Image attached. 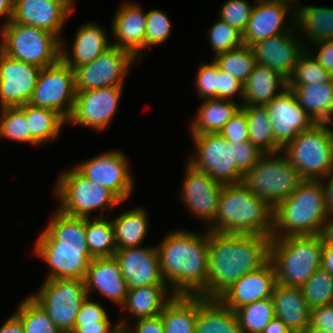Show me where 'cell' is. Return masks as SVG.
<instances>
[{"mask_svg": "<svg viewBox=\"0 0 333 333\" xmlns=\"http://www.w3.org/2000/svg\"><path fill=\"white\" fill-rule=\"evenodd\" d=\"M271 237L209 231L206 299H218L238 279L270 260Z\"/></svg>", "mask_w": 333, "mask_h": 333, "instance_id": "obj_1", "label": "cell"}, {"mask_svg": "<svg viewBox=\"0 0 333 333\" xmlns=\"http://www.w3.org/2000/svg\"><path fill=\"white\" fill-rule=\"evenodd\" d=\"M203 234L174 231L158 245L161 275L171 283V295L206 298L209 230Z\"/></svg>", "mask_w": 333, "mask_h": 333, "instance_id": "obj_2", "label": "cell"}, {"mask_svg": "<svg viewBox=\"0 0 333 333\" xmlns=\"http://www.w3.org/2000/svg\"><path fill=\"white\" fill-rule=\"evenodd\" d=\"M35 252L50 266L46 280L82 279L94 258L86 240V217L67 215L56 210L46 229L39 235Z\"/></svg>", "mask_w": 333, "mask_h": 333, "instance_id": "obj_3", "label": "cell"}, {"mask_svg": "<svg viewBox=\"0 0 333 333\" xmlns=\"http://www.w3.org/2000/svg\"><path fill=\"white\" fill-rule=\"evenodd\" d=\"M212 225V226H211ZM209 231L271 237L273 208L242 182L222 186L218 210Z\"/></svg>", "mask_w": 333, "mask_h": 333, "instance_id": "obj_4", "label": "cell"}, {"mask_svg": "<svg viewBox=\"0 0 333 333\" xmlns=\"http://www.w3.org/2000/svg\"><path fill=\"white\" fill-rule=\"evenodd\" d=\"M328 218L322 179L303 180L289 197L273 208L271 238L319 235Z\"/></svg>", "mask_w": 333, "mask_h": 333, "instance_id": "obj_5", "label": "cell"}, {"mask_svg": "<svg viewBox=\"0 0 333 333\" xmlns=\"http://www.w3.org/2000/svg\"><path fill=\"white\" fill-rule=\"evenodd\" d=\"M323 239L321 235L272 238L270 261L277 283L301 288L321 268Z\"/></svg>", "mask_w": 333, "mask_h": 333, "instance_id": "obj_6", "label": "cell"}, {"mask_svg": "<svg viewBox=\"0 0 333 333\" xmlns=\"http://www.w3.org/2000/svg\"><path fill=\"white\" fill-rule=\"evenodd\" d=\"M2 39L1 52L41 69L61 58V40L35 26L11 21L2 28Z\"/></svg>", "mask_w": 333, "mask_h": 333, "instance_id": "obj_7", "label": "cell"}, {"mask_svg": "<svg viewBox=\"0 0 333 333\" xmlns=\"http://www.w3.org/2000/svg\"><path fill=\"white\" fill-rule=\"evenodd\" d=\"M327 124L316 123L282 150L303 180H321L333 171L332 130Z\"/></svg>", "mask_w": 333, "mask_h": 333, "instance_id": "obj_8", "label": "cell"}, {"mask_svg": "<svg viewBox=\"0 0 333 333\" xmlns=\"http://www.w3.org/2000/svg\"><path fill=\"white\" fill-rule=\"evenodd\" d=\"M274 155L265 153L259 162L243 175L242 180L255 196L266 201L272 208L289 197L303 181L285 154L282 158H274Z\"/></svg>", "mask_w": 333, "mask_h": 333, "instance_id": "obj_9", "label": "cell"}, {"mask_svg": "<svg viewBox=\"0 0 333 333\" xmlns=\"http://www.w3.org/2000/svg\"><path fill=\"white\" fill-rule=\"evenodd\" d=\"M56 194L61 205L58 210L77 217H90L94 209H109L118 206L122 201L109 189L90 181L76 168L60 175L56 186Z\"/></svg>", "mask_w": 333, "mask_h": 333, "instance_id": "obj_10", "label": "cell"}, {"mask_svg": "<svg viewBox=\"0 0 333 333\" xmlns=\"http://www.w3.org/2000/svg\"><path fill=\"white\" fill-rule=\"evenodd\" d=\"M31 297L62 332L70 333L88 294L82 279H55L45 280L39 292Z\"/></svg>", "mask_w": 333, "mask_h": 333, "instance_id": "obj_11", "label": "cell"}, {"mask_svg": "<svg viewBox=\"0 0 333 333\" xmlns=\"http://www.w3.org/2000/svg\"><path fill=\"white\" fill-rule=\"evenodd\" d=\"M75 97L73 69L60 58L41 69L29 104L53 109L67 120L72 113Z\"/></svg>", "mask_w": 333, "mask_h": 333, "instance_id": "obj_12", "label": "cell"}, {"mask_svg": "<svg viewBox=\"0 0 333 333\" xmlns=\"http://www.w3.org/2000/svg\"><path fill=\"white\" fill-rule=\"evenodd\" d=\"M197 157L188 163L195 169L207 173L216 182L226 185L239 183L243 173L237 168L234 148L220 133L192 135Z\"/></svg>", "mask_w": 333, "mask_h": 333, "instance_id": "obj_13", "label": "cell"}, {"mask_svg": "<svg viewBox=\"0 0 333 333\" xmlns=\"http://www.w3.org/2000/svg\"><path fill=\"white\" fill-rule=\"evenodd\" d=\"M134 60L130 52L112 45L91 63L73 69L76 92L122 86Z\"/></svg>", "mask_w": 333, "mask_h": 333, "instance_id": "obj_14", "label": "cell"}, {"mask_svg": "<svg viewBox=\"0 0 333 333\" xmlns=\"http://www.w3.org/2000/svg\"><path fill=\"white\" fill-rule=\"evenodd\" d=\"M123 86L76 92L74 106L66 122L104 130L116 112Z\"/></svg>", "mask_w": 333, "mask_h": 333, "instance_id": "obj_15", "label": "cell"}, {"mask_svg": "<svg viewBox=\"0 0 333 333\" xmlns=\"http://www.w3.org/2000/svg\"><path fill=\"white\" fill-rule=\"evenodd\" d=\"M265 107L272 123L275 143L282 150L299 133L311 129L317 123L298 104L288 88L265 104Z\"/></svg>", "mask_w": 333, "mask_h": 333, "instance_id": "obj_16", "label": "cell"}, {"mask_svg": "<svg viewBox=\"0 0 333 333\" xmlns=\"http://www.w3.org/2000/svg\"><path fill=\"white\" fill-rule=\"evenodd\" d=\"M75 168L90 181L112 191L121 201L126 200L132 192L133 182L122 152L100 154Z\"/></svg>", "mask_w": 333, "mask_h": 333, "instance_id": "obj_17", "label": "cell"}, {"mask_svg": "<svg viewBox=\"0 0 333 333\" xmlns=\"http://www.w3.org/2000/svg\"><path fill=\"white\" fill-rule=\"evenodd\" d=\"M41 68L0 51V106L20 107L29 103Z\"/></svg>", "mask_w": 333, "mask_h": 333, "instance_id": "obj_18", "label": "cell"}, {"mask_svg": "<svg viewBox=\"0 0 333 333\" xmlns=\"http://www.w3.org/2000/svg\"><path fill=\"white\" fill-rule=\"evenodd\" d=\"M120 266L128 289L150 285H167L160 270L156 247L117 249L113 255Z\"/></svg>", "mask_w": 333, "mask_h": 333, "instance_id": "obj_19", "label": "cell"}, {"mask_svg": "<svg viewBox=\"0 0 333 333\" xmlns=\"http://www.w3.org/2000/svg\"><path fill=\"white\" fill-rule=\"evenodd\" d=\"M73 0H14L12 22L35 26L58 38Z\"/></svg>", "mask_w": 333, "mask_h": 333, "instance_id": "obj_20", "label": "cell"}, {"mask_svg": "<svg viewBox=\"0 0 333 333\" xmlns=\"http://www.w3.org/2000/svg\"><path fill=\"white\" fill-rule=\"evenodd\" d=\"M276 283V272L269 260L259 269L238 279L218 300L229 310L235 311L255 301L272 297Z\"/></svg>", "mask_w": 333, "mask_h": 333, "instance_id": "obj_21", "label": "cell"}, {"mask_svg": "<svg viewBox=\"0 0 333 333\" xmlns=\"http://www.w3.org/2000/svg\"><path fill=\"white\" fill-rule=\"evenodd\" d=\"M292 33L294 34L292 31L285 32L253 44L251 49L256 64L269 67L288 80L299 57L305 51L304 45L297 42Z\"/></svg>", "mask_w": 333, "mask_h": 333, "instance_id": "obj_22", "label": "cell"}, {"mask_svg": "<svg viewBox=\"0 0 333 333\" xmlns=\"http://www.w3.org/2000/svg\"><path fill=\"white\" fill-rule=\"evenodd\" d=\"M222 186L207 173L193 168L188 163L182 199L196 216L212 223L217 214Z\"/></svg>", "mask_w": 333, "mask_h": 333, "instance_id": "obj_23", "label": "cell"}, {"mask_svg": "<svg viewBox=\"0 0 333 333\" xmlns=\"http://www.w3.org/2000/svg\"><path fill=\"white\" fill-rule=\"evenodd\" d=\"M257 3L242 34L243 45L249 47L263 39L291 31L284 24L289 4L277 0H257Z\"/></svg>", "mask_w": 333, "mask_h": 333, "instance_id": "obj_24", "label": "cell"}, {"mask_svg": "<svg viewBox=\"0 0 333 333\" xmlns=\"http://www.w3.org/2000/svg\"><path fill=\"white\" fill-rule=\"evenodd\" d=\"M84 283L88 297L90 290L96 289L121 306L129 290L114 256L93 258L88 265Z\"/></svg>", "mask_w": 333, "mask_h": 333, "instance_id": "obj_25", "label": "cell"}, {"mask_svg": "<svg viewBox=\"0 0 333 333\" xmlns=\"http://www.w3.org/2000/svg\"><path fill=\"white\" fill-rule=\"evenodd\" d=\"M271 298L275 317L279 318L292 333H304L309 328L311 309L301 288L276 283Z\"/></svg>", "mask_w": 333, "mask_h": 333, "instance_id": "obj_26", "label": "cell"}, {"mask_svg": "<svg viewBox=\"0 0 333 333\" xmlns=\"http://www.w3.org/2000/svg\"><path fill=\"white\" fill-rule=\"evenodd\" d=\"M113 35L118 39L113 46L130 52L135 58L145 48L146 13L138 5L126 3L118 10L112 24Z\"/></svg>", "mask_w": 333, "mask_h": 333, "instance_id": "obj_27", "label": "cell"}, {"mask_svg": "<svg viewBox=\"0 0 333 333\" xmlns=\"http://www.w3.org/2000/svg\"><path fill=\"white\" fill-rule=\"evenodd\" d=\"M73 59L67 54L61 43V59L72 69L91 63L112 44H109L105 31L94 23L82 26L73 43Z\"/></svg>", "mask_w": 333, "mask_h": 333, "instance_id": "obj_28", "label": "cell"}, {"mask_svg": "<svg viewBox=\"0 0 333 333\" xmlns=\"http://www.w3.org/2000/svg\"><path fill=\"white\" fill-rule=\"evenodd\" d=\"M298 104L317 122L332 124L333 78L325 83L287 85Z\"/></svg>", "mask_w": 333, "mask_h": 333, "instance_id": "obj_29", "label": "cell"}, {"mask_svg": "<svg viewBox=\"0 0 333 333\" xmlns=\"http://www.w3.org/2000/svg\"><path fill=\"white\" fill-rule=\"evenodd\" d=\"M281 92H276L278 88ZM287 88V80L277 71L256 64L243 86L242 106L265 105Z\"/></svg>", "mask_w": 333, "mask_h": 333, "instance_id": "obj_30", "label": "cell"}, {"mask_svg": "<svg viewBox=\"0 0 333 333\" xmlns=\"http://www.w3.org/2000/svg\"><path fill=\"white\" fill-rule=\"evenodd\" d=\"M195 333H243L237 316L218 299L198 296Z\"/></svg>", "mask_w": 333, "mask_h": 333, "instance_id": "obj_31", "label": "cell"}, {"mask_svg": "<svg viewBox=\"0 0 333 333\" xmlns=\"http://www.w3.org/2000/svg\"><path fill=\"white\" fill-rule=\"evenodd\" d=\"M198 296L175 295L160 317L164 333H195Z\"/></svg>", "mask_w": 333, "mask_h": 333, "instance_id": "obj_32", "label": "cell"}, {"mask_svg": "<svg viewBox=\"0 0 333 333\" xmlns=\"http://www.w3.org/2000/svg\"><path fill=\"white\" fill-rule=\"evenodd\" d=\"M197 117L191 126L192 135L219 133L223 126L241 108L233 100L220 98L204 99Z\"/></svg>", "mask_w": 333, "mask_h": 333, "instance_id": "obj_33", "label": "cell"}, {"mask_svg": "<svg viewBox=\"0 0 333 333\" xmlns=\"http://www.w3.org/2000/svg\"><path fill=\"white\" fill-rule=\"evenodd\" d=\"M168 288H170L168 285H150L129 289L122 307L128 308L130 315L132 314L136 319L159 315L175 296L165 299Z\"/></svg>", "mask_w": 333, "mask_h": 333, "instance_id": "obj_34", "label": "cell"}, {"mask_svg": "<svg viewBox=\"0 0 333 333\" xmlns=\"http://www.w3.org/2000/svg\"><path fill=\"white\" fill-rule=\"evenodd\" d=\"M298 10V11H297ZM292 12L294 22L304 29L313 43L333 40V9L326 7L305 6ZM297 14V15H296ZM297 17V18H296ZM296 18V19H295ZM297 22H296V21Z\"/></svg>", "mask_w": 333, "mask_h": 333, "instance_id": "obj_35", "label": "cell"}, {"mask_svg": "<svg viewBox=\"0 0 333 333\" xmlns=\"http://www.w3.org/2000/svg\"><path fill=\"white\" fill-rule=\"evenodd\" d=\"M147 215L142 208L131 209L111 219L115 230L117 249L138 247L147 232Z\"/></svg>", "mask_w": 333, "mask_h": 333, "instance_id": "obj_36", "label": "cell"}, {"mask_svg": "<svg viewBox=\"0 0 333 333\" xmlns=\"http://www.w3.org/2000/svg\"><path fill=\"white\" fill-rule=\"evenodd\" d=\"M246 113L249 125V141L264 153H282V149L275 143L267 109L265 105L241 106Z\"/></svg>", "mask_w": 333, "mask_h": 333, "instance_id": "obj_37", "label": "cell"}, {"mask_svg": "<svg viewBox=\"0 0 333 333\" xmlns=\"http://www.w3.org/2000/svg\"><path fill=\"white\" fill-rule=\"evenodd\" d=\"M25 117L32 135V145L55 139L65 121L62 115L53 109L25 104Z\"/></svg>", "mask_w": 333, "mask_h": 333, "instance_id": "obj_38", "label": "cell"}, {"mask_svg": "<svg viewBox=\"0 0 333 333\" xmlns=\"http://www.w3.org/2000/svg\"><path fill=\"white\" fill-rule=\"evenodd\" d=\"M103 217L104 214L94 220L86 217L87 246L94 258L112 257L117 250L113 223Z\"/></svg>", "mask_w": 333, "mask_h": 333, "instance_id": "obj_39", "label": "cell"}, {"mask_svg": "<svg viewBox=\"0 0 333 333\" xmlns=\"http://www.w3.org/2000/svg\"><path fill=\"white\" fill-rule=\"evenodd\" d=\"M234 312L243 333H261L275 317L271 297L250 303Z\"/></svg>", "mask_w": 333, "mask_h": 333, "instance_id": "obj_40", "label": "cell"}, {"mask_svg": "<svg viewBox=\"0 0 333 333\" xmlns=\"http://www.w3.org/2000/svg\"><path fill=\"white\" fill-rule=\"evenodd\" d=\"M214 62L220 69L228 72L243 84L256 65L254 53L251 47L247 45L216 55Z\"/></svg>", "mask_w": 333, "mask_h": 333, "instance_id": "obj_41", "label": "cell"}, {"mask_svg": "<svg viewBox=\"0 0 333 333\" xmlns=\"http://www.w3.org/2000/svg\"><path fill=\"white\" fill-rule=\"evenodd\" d=\"M14 315L21 321L25 333H64L31 296L20 304Z\"/></svg>", "mask_w": 333, "mask_h": 333, "instance_id": "obj_42", "label": "cell"}, {"mask_svg": "<svg viewBox=\"0 0 333 333\" xmlns=\"http://www.w3.org/2000/svg\"><path fill=\"white\" fill-rule=\"evenodd\" d=\"M301 289L310 309L333 304V276L322 268L316 270Z\"/></svg>", "mask_w": 333, "mask_h": 333, "instance_id": "obj_43", "label": "cell"}, {"mask_svg": "<svg viewBox=\"0 0 333 333\" xmlns=\"http://www.w3.org/2000/svg\"><path fill=\"white\" fill-rule=\"evenodd\" d=\"M0 137L32 144V135L25 117V104L1 108Z\"/></svg>", "mask_w": 333, "mask_h": 333, "instance_id": "obj_44", "label": "cell"}, {"mask_svg": "<svg viewBox=\"0 0 333 333\" xmlns=\"http://www.w3.org/2000/svg\"><path fill=\"white\" fill-rule=\"evenodd\" d=\"M333 76L305 50L298 59L287 85L319 84L330 81Z\"/></svg>", "mask_w": 333, "mask_h": 333, "instance_id": "obj_45", "label": "cell"}, {"mask_svg": "<svg viewBox=\"0 0 333 333\" xmlns=\"http://www.w3.org/2000/svg\"><path fill=\"white\" fill-rule=\"evenodd\" d=\"M210 42L215 55H218L242 46V33L219 19L210 29Z\"/></svg>", "mask_w": 333, "mask_h": 333, "instance_id": "obj_46", "label": "cell"}, {"mask_svg": "<svg viewBox=\"0 0 333 333\" xmlns=\"http://www.w3.org/2000/svg\"><path fill=\"white\" fill-rule=\"evenodd\" d=\"M254 6L246 0H228L220 11V19L235 27L242 34L245 31L251 17Z\"/></svg>", "mask_w": 333, "mask_h": 333, "instance_id": "obj_47", "label": "cell"}, {"mask_svg": "<svg viewBox=\"0 0 333 333\" xmlns=\"http://www.w3.org/2000/svg\"><path fill=\"white\" fill-rule=\"evenodd\" d=\"M171 22L168 17L159 10H151L146 13L145 48L164 42L170 34Z\"/></svg>", "mask_w": 333, "mask_h": 333, "instance_id": "obj_48", "label": "cell"}, {"mask_svg": "<svg viewBox=\"0 0 333 333\" xmlns=\"http://www.w3.org/2000/svg\"><path fill=\"white\" fill-rule=\"evenodd\" d=\"M196 86L201 98H218V65L214 60L199 67Z\"/></svg>", "mask_w": 333, "mask_h": 333, "instance_id": "obj_49", "label": "cell"}, {"mask_svg": "<svg viewBox=\"0 0 333 333\" xmlns=\"http://www.w3.org/2000/svg\"><path fill=\"white\" fill-rule=\"evenodd\" d=\"M228 142L249 141V125L246 113L240 108L219 132Z\"/></svg>", "mask_w": 333, "mask_h": 333, "instance_id": "obj_50", "label": "cell"}, {"mask_svg": "<svg viewBox=\"0 0 333 333\" xmlns=\"http://www.w3.org/2000/svg\"><path fill=\"white\" fill-rule=\"evenodd\" d=\"M234 148L235 162L237 168L243 173H247L253 168L265 154L257 146L253 145L250 141L242 142L240 144L230 142Z\"/></svg>", "mask_w": 333, "mask_h": 333, "instance_id": "obj_51", "label": "cell"}, {"mask_svg": "<svg viewBox=\"0 0 333 333\" xmlns=\"http://www.w3.org/2000/svg\"><path fill=\"white\" fill-rule=\"evenodd\" d=\"M243 86V83L218 66V98L232 100V95L237 92L243 100Z\"/></svg>", "mask_w": 333, "mask_h": 333, "instance_id": "obj_52", "label": "cell"}, {"mask_svg": "<svg viewBox=\"0 0 333 333\" xmlns=\"http://www.w3.org/2000/svg\"><path fill=\"white\" fill-rule=\"evenodd\" d=\"M107 316L101 305L90 301L87 297L81 305L75 324H95V322L103 321Z\"/></svg>", "mask_w": 333, "mask_h": 333, "instance_id": "obj_53", "label": "cell"}, {"mask_svg": "<svg viewBox=\"0 0 333 333\" xmlns=\"http://www.w3.org/2000/svg\"><path fill=\"white\" fill-rule=\"evenodd\" d=\"M309 328L333 331V304L311 309Z\"/></svg>", "mask_w": 333, "mask_h": 333, "instance_id": "obj_54", "label": "cell"}, {"mask_svg": "<svg viewBox=\"0 0 333 333\" xmlns=\"http://www.w3.org/2000/svg\"><path fill=\"white\" fill-rule=\"evenodd\" d=\"M136 326L132 329H128L125 326V322H118L120 328H124L127 333H164V326L159 315L147 318L136 319Z\"/></svg>", "mask_w": 333, "mask_h": 333, "instance_id": "obj_55", "label": "cell"}, {"mask_svg": "<svg viewBox=\"0 0 333 333\" xmlns=\"http://www.w3.org/2000/svg\"><path fill=\"white\" fill-rule=\"evenodd\" d=\"M110 324L107 316L103 321L95 322V324H74V329L70 333H115L119 330V324L113 328Z\"/></svg>", "mask_w": 333, "mask_h": 333, "instance_id": "obj_56", "label": "cell"}, {"mask_svg": "<svg viewBox=\"0 0 333 333\" xmlns=\"http://www.w3.org/2000/svg\"><path fill=\"white\" fill-rule=\"evenodd\" d=\"M320 46L319 53L313 57L333 76V40L315 43Z\"/></svg>", "mask_w": 333, "mask_h": 333, "instance_id": "obj_57", "label": "cell"}, {"mask_svg": "<svg viewBox=\"0 0 333 333\" xmlns=\"http://www.w3.org/2000/svg\"><path fill=\"white\" fill-rule=\"evenodd\" d=\"M321 268L333 276V243H323Z\"/></svg>", "mask_w": 333, "mask_h": 333, "instance_id": "obj_58", "label": "cell"}, {"mask_svg": "<svg viewBox=\"0 0 333 333\" xmlns=\"http://www.w3.org/2000/svg\"><path fill=\"white\" fill-rule=\"evenodd\" d=\"M325 179L328 178L329 181L327 186L324 187V197H325V208L328 215L333 216V171H331L327 176L324 177Z\"/></svg>", "mask_w": 333, "mask_h": 333, "instance_id": "obj_59", "label": "cell"}, {"mask_svg": "<svg viewBox=\"0 0 333 333\" xmlns=\"http://www.w3.org/2000/svg\"><path fill=\"white\" fill-rule=\"evenodd\" d=\"M0 333H25V331L21 321L15 315H12L0 328Z\"/></svg>", "mask_w": 333, "mask_h": 333, "instance_id": "obj_60", "label": "cell"}, {"mask_svg": "<svg viewBox=\"0 0 333 333\" xmlns=\"http://www.w3.org/2000/svg\"><path fill=\"white\" fill-rule=\"evenodd\" d=\"M261 333H292V331L277 317H274Z\"/></svg>", "mask_w": 333, "mask_h": 333, "instance_id": "obj_61", "label": "cell"}, {"mask_svg": "<svg viewBox=\"0 0 333 333\" xmlns=\"http://www.w3.org/2000/svg\"><path fill=\"white\" fill-rule=\"evenodd\" d=\"M13 6H14V0H0V17L2 15L7 16V22L3 25L6 26L9 24L12 20L13 16Z\"/></svg>", "mask_w": 333, "mask_h": 333, "instance_id": "obj_62", "label": "cell"}, {"mask_svg": "<svg viewBox=\"0 0 333 333\" xmlns=\"http://www.w3.org/2000/svg\"><path fill=\"white\" fill-rule=\"evenodd\" d=\"M320 235L323 239V243H333V218H331V220L326 219Z\"/></svg>", "mask_w": 333, "mask_h": 333, "instance_id": "obj_63", "label": "cell"}, {"mask_svg": "<svg viewBox=\"0 0 333 333\" xmlns=\"http://www.w3.org/2000/svg\"><path fill=\"white\" fill-rule=\"evenodd\" d=\"M304 333H333V331H328L318 328H308Z\"/></svg>", "mask_w": 333, "mask_h": 333, "instance_id": "obj_64", "label": "cell"}, {"mask_svg": "<svg viewBox=\"0 0 333 333\" xmlns=\"http://www.w3.org/2000/svg\"><path fill=\"white\" fill-rule=\"evenodd\" d=\"M115 333H127V332L124 328H119V330L116 331Z\"/></svg>", "mask_w": 333, "mask_h": 333, "instance_id": "obj_65", "label": "cell"}, {"mask_svg": "<svg viewBox=\"0 0 333 333\" xmlns=\"http://www.w3.org/2000/svg\"><path fill=\"white\" fill-rule=\"evenodd\" d=\"M277 1H281V2H284V3H287L288 1L290 2L291 0H277ZM293 1V0H292ZM295 1V0H294Z\"/></svg>", "mask_w": 333, "mask_h": 333, "instance_id": "obj_66", "label": "cell"}, {"mask_svg": "<svg viewBox=\"0 0 333 333\" xmlns=\"http://www.w3.org/2000/svg\"><path fill=\"white\" fill-rule=\"evenodd\" d=\"M331 142H332V154H333V131H332V138H331Z\"/></svg>", "mask_w": 333, "mask_h": 333, "instance_id": "obj_67", "label": "cell"}]
</instances>
